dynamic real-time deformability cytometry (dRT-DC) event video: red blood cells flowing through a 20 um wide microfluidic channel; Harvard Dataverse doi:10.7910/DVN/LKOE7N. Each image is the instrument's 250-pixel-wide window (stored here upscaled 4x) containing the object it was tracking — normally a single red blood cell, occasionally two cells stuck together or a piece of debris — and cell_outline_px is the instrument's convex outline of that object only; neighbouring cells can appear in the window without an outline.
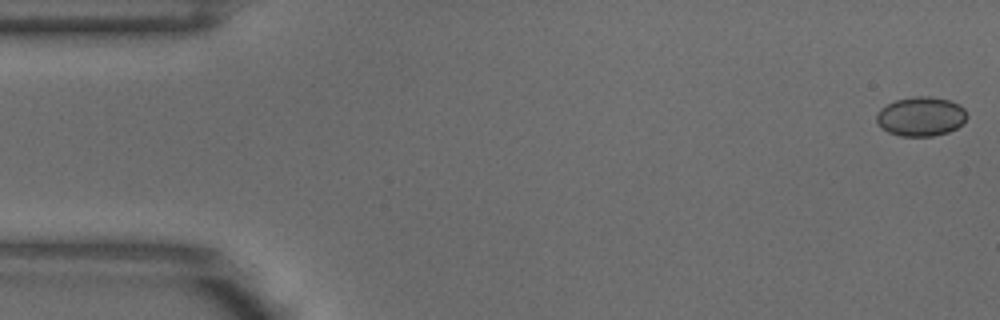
{"species": "common noctule bat (a hibernating species)", "species_latin": "Nyctalus noctula", "temperature_condition": "warm", "stored_images_in_passage": 4, "camera_frame_rate_fps": 3000, "um_per_image_px": 0.085, "animal": {"sex": "male", "body_mass_g": 18.8}, "frame": {"image": 1, "passage_image": 1, "time_ms": 0.0, "image_size_px": [1000, 320], "cell_outline_px": [[968, 116], [956, 128], [948, 132], [932, 136], [900, 136], [888, 132], [876, 120], [876, 116], [880, 108], [896, 100], [916, 96], [932, 96], [948, 100], [960, 104], [964, 108]], "centroid_in_image_um": [78.29, 9.89], "position_along_channel_um": 6.7, "area_um2": 20.58}}